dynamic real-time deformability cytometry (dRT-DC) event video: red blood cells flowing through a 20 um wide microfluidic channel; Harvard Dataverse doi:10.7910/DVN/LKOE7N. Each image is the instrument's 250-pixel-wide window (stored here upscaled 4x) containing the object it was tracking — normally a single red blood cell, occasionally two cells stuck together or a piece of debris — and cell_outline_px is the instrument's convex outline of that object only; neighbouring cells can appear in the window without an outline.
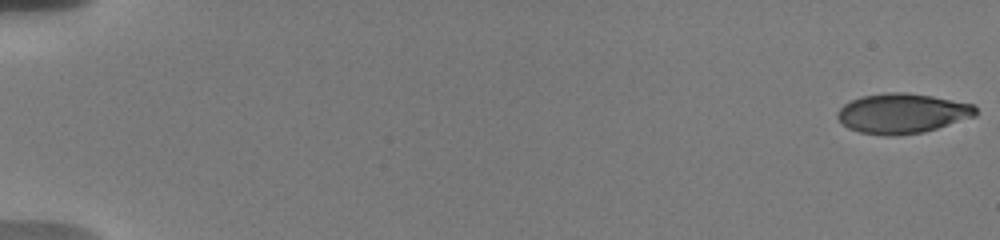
{"species": "human", "species_latin": "Homo sapiens", "temperature_condition": "warm", "stored_images_in_passage": 13, "camera_frame_rate_fps": 3000, "um_per_image_px": 0.085, "donor": {"sex": "male"}, "frame": {"image": 1, "passage_image": 1, "time_ms": 0.0, "image_size_px": [1000, 240], "cell_outline_px": [[976, 116], [924, 132], [860, 132], [848, 128], [836, 116], [836, 112], [844, 104], [860, 96], [884, 92], [904, 92], [932, 96], [972, 104], [976, 108]], "centroid_in_image_um": [76.7, 9.58], "position_along_channel_um": 8.3, "area_um2": 31.1}}
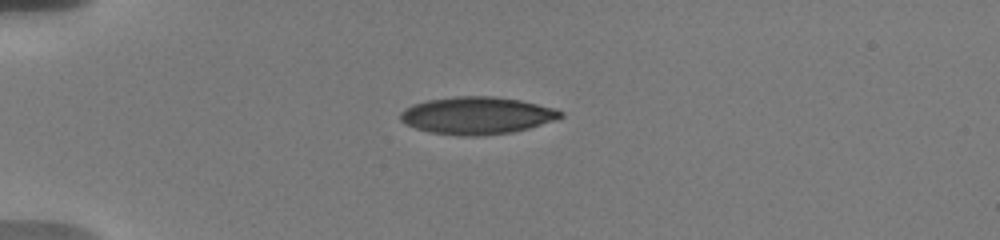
{"frame": {"image": 2, "passage_image": 10, "time_ms": 5.0, "image_size_px": [1000, 240], "cell_outline_px": [[564, 116], [528, 128], [512, 132], [476, 136], [468, 136], [432, 132], [416, 128], [400, 120], [400, 112], [404, 108], [428, 100], [456, 96], [492, 96], [520, 100], [556, 108], [564, 112]], "centroid_in_image_um": [40.56, 9.8], "position_along_channel_um": 44.4, "area_um2": 34.45}}
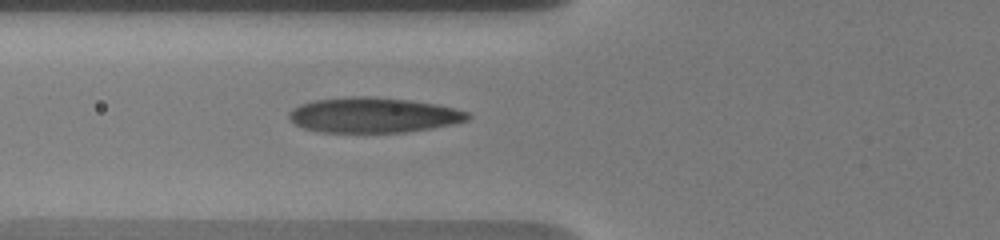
{"frame": {"image": 3, "passage_image": 13, "time_ms": 7.333, "image_size_px": [1000, 240], "cell_outline_px": [[472, 116], [468, 120], [452, 124], [432, 128], [404, 132], [320, 132], [304, 128], [288, 120], [288, 112], [292, 108], [300, 104], [312, 100], [352, 96], [368, 96], [408, 100], [436, 104], [468, 112]], "centroid_in_image_um": [31.69, 9.78], "position_along_channel_um": 94.1, "area_um2": 36.7}}